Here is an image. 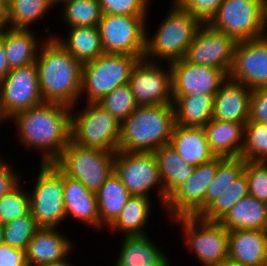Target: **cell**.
<instances>
[{"label":"cell","mask_w":267,"mask_h":266,"mask_svg":"<svg viewBox=\"0 0 267 266\" xmlns=\"http://www.w3.org/2000/svg\"><path fill=\"white\" fill-rule=\"evenodd\" d=\"M19 174V175H18ZM23 178H21L20 173L15 169L10 161L6 162L2 159L0 154V199L6 195L10 190H12Z\"/></svg>","instance_id":"f6af8a7d"},{"label":"cell","mask_w":267,"mask_h":266,"mask_svg":"<svg viewBox=\"0 0 267 266\" xmlns=\"http://www.w3.org/2000/svg\"><path fill=\"white\" fill-rule=\"evenodd\" d=\"M245 161H267V123L247 122L240 156Z\"/></svg>","instance_id":"74e56055"},{"label":"cell","mask_w":267,"mask_h":266,"mask_svg":"<svg viewBox=\"0 0 267 266\" xmlns=\"http://www.w3.org/2000/svg\"><path fill=\"white\" fill-rule=\"evenodd\" d=\"M11 69L6 58L4 35L0 38V80L10 73Z\"/></svg>","instance_id":"7dc6e473"},{"label":"cell","mask_w":267,"mask_h":266,"mask_svg":"<svg viewBox=\"0 0 267 266\" xmlns=\"http://www.w3.org/2000/svg\"><path fill=\"white\" fill-rule=\"evenodd\" d=\"M66 31L68 34L63 38L52 32L47 37H54L82 65L104 53L98 27H68Z\"/></svg>","instance_id":"484cf974"},{"label":"cell","mask_w":267,"mask_h":266,"mask_svg":"<svg viewBox=\"0 0 267 266\" xmlns=\"http://www.w3.org/2000/svg\"><path fill=\"white\" fill-rule=\"evenodd\" d=\"M33 31V29L6 28L4 47L10 69L26 66L36 61L43 41H39L35 35L37 33Z\"/></svg>","instance_id":"f546056e"},{"label":"cell","mask_w":267,"mask_h":266,"mask_svg":"<svg viewBox=\"0 0 267 266\" xmlns=\"http://www.w3.org/2000/svg\"><path fill=\"white\" fill-rule=\"evenodd\" d=\"M114 173L128 189L131 195L152 198L155 189L165 207L168 197L165 195L158 163L153 152H115Z\"/></svg>","instance_id":"8fae6325"},{"label":"cell","mask_w":267,"mask_h":266,"mask_svg":"<svg viewBox=\"0 0 267 266\" xmlns=\"http://www.w3.org/2000/svg\"><path fill=\"white\" fill-rule=\"evenodd\" d=\"M66 219H77L93 229L99 228L100 219L96 193L88 190L80 181L63 174Z\"/></svg>","instance_id":"7402d4cb"},{"label":"cell","mask_w":267,"mask_h":266,"mask_svg":"<svg viewBox=\"0 0 267 266\" xmlns=\"http://www.w3.org/2000/svg\"><path fill=\"white\" fill-rule=\"evenodd\" d=\"M267 256V230L229 231L228 260L244 266H264Z\"/></svg>","instance_id":"44dd1931"},{"label":"cell","mask_w":267,"mask_h":266,"mask_svg":"<svg viewBox=\"0 0 267 266\" xmlns=\"http://www.w3.org/2000/svg\"><path fill=\"white\" fill-rule=\"evenodd\" d=\"M74 111V112H73ZM121 124L98 103L71 107V141L85 148L118 151Z\"/></svg>","instance_id":"9c48e42d"},{"label":"cell","mask_w":267,"mask_h":266,"mask_svg":"<svg viewBox=\"0 0 267 266\" xmlns=\"http://www.w3.org/2000/svg\"><path fill=\"white\" fill-rule=\"evenodd\" d=\"M237 42L267 35V0H224L208 23Z\"/></svg>","instance_id":"8992f818"},{"label":"cell","mask_w":267,"mask_h":266,"mask_svg":"<svg viewBox=\"0 0 267 266\" xmlns=\"http://www.w3.org/2000/svg\"><path fill=\"white\" fill-rule=\"evenodd\" d=\"M248 122L267 123V86L252 90Z\"/></svg>","instance_id":"ee69618b"},{"label":"cell","mask_w":267,"mask_h":266,"mask_svg":"<svg viewBox=\"0 0 267 266\" xmlns=\"http://www.w3.org/2000/svg\"><path fill=\"white\" fill-rule=\"evenodd\" d=\"M175 124L186 127H204L213 116L215 95H172Z\"/></svg>","instance_id":"83f0119b"},{"label":"cell","mask_w":267,"mask_h":266,"mask_svg":"<svg viewBox=\"0 0 267 266\" xmlns=\"http://www.w3.org/2000/svg\"><path fill=\"white\" fill-rule=\"evenodd\" d=\"M249 195L248 179L242 172L218 199L200 217L206 221H220L242 198Z\"/></svg>","instance_id":"d590c367"},{"label":"cell","mask_w":267,"mask_h":266,"mask_svg":"<svg viewBox=\"0 0 267 266\" xmlns=\"http://www.w3.org/2000/svg\"><path fill=\"white\" fill-rule=\"evenodd\" d=\"M264 266H267V256H266V259H265V264H264Z\"/></svg>","instance_id":"9f6ffc18"},{"label":"cell","mask_w":267,"mask_h":266,"mask_svg":"<svg viewBox=\"0 0 267 266\" xmlns=\"http://www.w3.org/2000/svg\"><path fill=\"white\" fill-rule=\"evenodd\" d=\"M12 121L20 145L42 152L40 163H53L71 140V107L64 104L44 102L15 114Z\"/></svg>","instance_id":"6da1fadb"},{"label":"cell","mask_w":267,"mask_h":266,"mask_svg":"<svg viewBox=\"0 0 267 266\" xmlns=\"http://www.w3.org/2000/svg\"><path fill=\"white\" fill-rule=\"evenodd\" d=\"M0 100L11 118L19 112L44 103L35 62L11 69L0 80Z\"/></svg>","instance_id":"2e32d148"},{"label":"cell","mask_w":267,"mask_h":266,"mask_svg":"<svg viewBox=\"0 0 267 266\" xmlns=\"http://www.w3.org/2000/svg\"><path fill=\"white\" fill-rule=\"evenodd\" d=\"M39 228L35 218L29 212L3 225V242L13 248L26 250L28 243Z\"/></svg>","instance_id":"f35d334b"},{"label":"cell","mask_w":267,"mask_h":266,"mask_svg":"<svg viewBox=\"0 0 267 266\" xmlns=\"http://www.w3.org/2000/svg\"><path fill=\"white\" fill-rule=\"evenodd\" d=\"M60 6V17L68 27H97L103 15L98 0H69Z\"/></svg>","instance_id":"836d02e7"},{"label":"cell","mask_w":267,"mask_h":266,"mask_svg":"<svg viewBox=\"0 0 267 266\" xmlns=\"http://www.w3.org/2000/svg\"><path fill=\"white\" fill-rule=\"evenodd\" d=\"M237 41L227 34L202 24L188 46L184 59L195 65L222 70L227 76L232 67Z\"/></svg>","instance_id":"9a60e30c"},{"label":"cell","mask_w":267,"mask_h":266,"mask_svg":"<svg viewBox=\"0 0 267 266\" xmlns=\"http://www.w3.org/2000/svg\"><path fill=\"white\" fill-rule=\"evenodd\" d=\"M7 28L6 19L0 14V38L4 35Z\"/></svg>","instance_id":"816d5d0a"},{"label":"cell","mask_w":267,"mask_h":266,"mask_svg":"<svg viewBox=\"0 0 267 266\" xmlns=\"http://www.w3.org/2000/svg\"><path fill=\"white\" fill-rule=\"evenodd\" d=\"M152 198L132 195L117 218L107 227L108 230L123 236L145 235L150 215L153 214ZM148 223V224H147Z\"/></svg>","instance_id":"4316f807"},{"label":"cell","mask_w":267,"mask_h":266,"mask_svg":"<svg viewBox=\"0 0 267 266\" xmlns=\"http://www.w3.org/2000/svg\"><path fill=\"white\" fill-rule=\"evenodd\" d=\"M219 222L228 231L267 230L266 203L248 195L239 200Z\"/></svg>","instance_id":"f1b7e54d"},{"label":"cell","mask_w":267,"mask_h":266,"mask_svg":"<svg viewBox=\"0 0 267 266\" xmlns=\"http://www.w3.org/2000/svg\"><path fill=\"white\" fill-rule=\"evenodd\" d=\"M174 126L173 103L137 106L121 123L118 151L154 152L170 143Z\"/></svg>","instance_id":"3957f363"},{"label":"cell","mask_w":267,"mask_h":266,"mask_svg":"<svg viewBox=\"0 0 267 266\" xmlns=\"http://www.w3.org/2000/svg\"><path fill=\"white\" fill-rule=\"evenodd\" d=\"M69 256L67 258H65L64 260L62 261H59V262H54L52 264H47V265H44V266H74L72 262L69 261Z\"/></svg>","instance_id":"f907efd6"},{"label":"cell","mask_w":267,"mask_h":266,"mask_svg":"<svg viewBox=\"0 0 267 266\" xmlns=\"http://www.w3.org/2000/svg\"><path fill=\"white\" fill-rule=\"evenodd\" d=\"M228 78L251 89L267 86V35L237 42Z\"/></svg>","instance_id":"e0dca14e"},{"label":"cell","mask_w":267,"mask_h":266,"mask_svg":"<svg viewBox=\"0 0 267 266\" xmlns=\"http://www.w3.org/2000/svg\"><path fill=\"white\" fill-rule=\"evenodd\" d=\"M39 166L34 186L28 189L30 212L39 227L59 228L66 220L63 173L53 163Z\"/></svg>","instance_id":"30bf717a"},{"label":"cell","mask_w":267,"mask_h":266,"mask_svg":"<svg viewBox=\"0 0 267 266\" xmlns=\"http://www.w3.org/2000/svg\"><path fill=\"white\" fill-rule=\"evenodd\" d=\"M103 14L149 16L150 0H98Z\"/></svg>","instance_id":"b9f144b4"},{"label":"cell","mask_w":267,"mask_h":266,"mask_svg":"<svg viewBox=\"0 0 267 266\" xmlns=\"http://www.w3.org/2000/svg\"><path fill=\"white\" fill-rule=\"evenodd\" d=\"M0 14L6 19L8 15V0H0Z\"/></svg>","instance_id":"681fc988"},{"label":"cell","mask_w":267,"mask_h":266,"mask_svg":"<svg viewBox=\"0 0 267 266\" xmlns=\"http://www.w3.org/2000/svg\"><path fill=\"white\" fill-rule=\"evenodd\" d=\"M217 266H244V265L231 262L230 260H226Z\"/></svg>","instance_id":"f5cc1de1"},{"label":"cell","mask_w":267,"mask_h":266,"mask_svg":"<svg viewBox=\"0 0 267 266\" xmlns=\"http://www.w3.org/2000/svg\"><path fill=\"white\" fill-rule=\"evenodd\" d=\"M19 182L0 199V222L4 225L30 212V199L27 189Z\"/></svg>","instance_id":"ab89813d"},{"label":"cell","mask_w":267,"mask_h":266,"mask_svg":"<svg viewBox=\"0 0 267 266\" xmlns=\"http://www.w3.org/2000/svg\"><path fill=\"white\" fill-rule=\"evenodd\" d=\"M168 10L166 16L158 25V29L153 33L154 35L150 36L148 28H146L144 58L150 61L170 63L183 59L188 46L202 25L198 19L184 10L175 0L172 1Z\"/></svg>","instance_id":"277c9868"},{"label":"cell","mask_w":267,"mask_h":266,"mask_svg":"<svg viewBox=\"0 0 267 266\" xmlns=\"http://www.w3.org/2000/svg\"><path fill=\"white\" fill-rule=\"evenodd\" d=\"M148 16L103 14L98 30L104 53L144 56Z\"/></svg>","instance_id":"7c38bea8"},{"label":"cell","mask_w":267,"mask_h":266,"mask_svg":"<svg viewBox=\"0 0 267 266\" xmlns=\"http://www.w3.org/2000/svg\"><path fill=\"white\" fill-rule=\"evenodd\" d=\"M252 90L227 78L215 94L212 119L245 125L248 122Z\"/></svg>","instance_id":"ffe728a7"},{"label":"cell","mask_w":267,"mask_h":266,"mask_svg":"<svg viewBox=\"0 0 267 266\" xmlns=\"http://www.w3.org/2000/svg\"><path fill=\"white\" fill-rule=\"evenodd\" d=\"M120 124L137 108L129 84L116 87L97 102Z\"/></svg>","instance_id":"8d00e7d4"},{"label":"cell","mask_w":267,"mask_h":266,"mask_svg":"<svg viewBox=\"0 0 267 266\" xmlns=\"http://www.w3.org/2000/svg\"><path fill=\"white\" fill-rule=\"evenodd\" d=\"M163 65L141 58L134 66L128 84L138 106L173 103L171 66Z\"/></svg>","instance_id":"5bb4252c"},{"label":"cell","mask_w":267,"mask_h":266,"mask_svg":"<svg viewBox=\"0 0 267 266\" xmlns=\"http://www.w3.org/2000/svg\"><path fill=\"white\" fill-rule=\"evenodd\" d=\"M203 128L215 157L234 158L241 156L244 143V124L211 119Z\"/></svg>","instance_id":"cb8c5ba5"},{"label":"cell","mask_w":267,"mask_h":266,"mask_svg":"<svg viewBox=\"0 0 267 266\" xmlns=\"http://www.w3.org/2000/svg\"><path fill=\"white\" fill-rule=\"evenodd\" d=\"M218 170V157L195 166L192 175L176 188L162 208L168 218L200 216L205 211V194Z\"/></svg>","instance_id":"4fadbf2b"},{"label":"cell","mask_w":267,"mask_h":266,"mask_svg":"<svg viewBox=\"0 0 267 266\" xmlns=\"http://www.w3.org/2000/svg\"><path fill=\"white\" fill-rule=\"evenodd\" d=\"M54 8L50 0H8L7 27L16 29H33Z\"/></svg>","instance_id":"d6a6232c"},{"label":"cell","mask_w":267,"mask_h":266,"mask_svg":"<svg viewBox=\"0 0 267 266\" xmlns=\"http://www.w3.org/2000/svg\"><path fill=\"white\" fill-rule=\"evenodd\" d=\"M202 24H208L224 0H175Z\"/></svg>","instance_id":"7bdbcfd3"},{"label":"cell","mask_w":267,"mask_h":266,"mask_svg":"<svg viewBox=\"0 0 267 266\" xmlns=\"http://www.w3.org/2000/svg\"><path fill=\"white\" fill-rule=\"evenodd\" d=\"M148 234L124 236L113 266H166L170 262Z\"/></svg>","instance_id":"603a6c76"},{"label":"cell","mask_w":267,"mask_h":266,"mask_svg":"<svg viewBox=\"0 0 267 266\" xmlns=\"http://www.w3.org/2000/svg\"><path fill=\"white\" fill-rule=\"evenodd\" d=\"M60 231L59 228L38 229L25 250L28 266H44L59 262L74 252V243Z\"/></svg>","instance_id":"d6986e66"},{"label":"cell","mask_w":267,"mask_h":266,"mask_svg":"<svg viewBox=\"0 0 267 266\" xmlns=\"http://www.w3.org/2000/svg\"><path fill=\"white\" fill-rule=\"evenodd\" d=\"M115 152L85 148L70 142L53 164L65 175L97 192L114 172Z\"/></svg>","instance_id":"52a82bcc"},{"label":"cell","mask_w":267,"mask_h":266,"mask_svg":"<svg viewBox=\"0 0 267 266\" xmlns=\"http://www.w3.org/2000/svg\"><path fill=\"white\" fill-rule=\"evenodd\" d=\"M244 166L245 160L241 157H218V170L205 194V210L214 203L233 182H235L243 172Z\"/></svg>","instance_id":"e575fe53"},{"label":"cell","mask_w":267,"mask_h":266,"mask_svg":"<svg viewBox=\"0 0 267 266\" xmlns=\"http://www.w3.org/2000/svg\"><path fill=\"white\" fill-rule=\"evenodd\" d=\"M249 195L267 203V161H245Z\"/></svg>","instance_id":"60d3db41"},{"label":"cell","mask_w":267,"mask_h":266,"mask_svg":"<svg viewBox=\"0 0 267 266\" xmlns=\"http://www.w3.org/2000/svg\"><path fill=\"white\" fill-rule=\"evenodd\" d=\"M189 164L198 166L215 158L203 127L175 124L169 143Z\"/></svg>","instance_id":"d4e9b609"},{"label":"cell","mask_w":267,"mask_h":266,"mask_svg":"<svg viewBox=\"0 0 267 266\" xmlns=\"http://www.w3.org/2000/svg\"><path fill=\"white\" fill-rule=\"evenodd\" d=\"M131 193L113 172L96 192L100 230L108 227L121 213Z\"/></svg>","instance_id":"1f68e13d"},{"label":"cell","mask_w":267,"mask_h":266,"mask_svg":"<svg viewBox=\"0 0 267 266\" xmlns=\"http://www.w3.org/2000/svg\"><path fill=\"white\" fill-rule=\"evenodd\" d=\"M66 1H69V0H50V2L52 3V5L54 6V7H56V6H58L59 4H63V3H65Z\"/></svg>","instance_id":"db71d44e"},{"label":"cell","mask_w":267,"mask_h":266,"mask_svg":"<svg viewBox=\"0 0 267 266\" xmlns=\"http://www.w3.org/2000/svg\"><path fill=\"white\" fill-rule=\"evenodd\" d=\"M11 121V117L7 114L1 100H0V124L3 123V121Z\"/></svg>","instance_id":"c3c4849f"},{"label":"cell","mask_w":267,"mask_h":266,"mask_svg":"<svg viewBox=\"0 0 267 266\" xmlns=\"http://www.w3.org/2000/svg\"><path fill=\"white\" fill-rule=\"evenodd\" d=\"M171 222L181 225L185 246L199 259L198 263L217 266L228 260L229 231L220 222L206 221L200 216H180Z\"/></svg>","instance_id":"ba28073f"},{"label":"cell","mask_w":267,"mask_h":266,"mask_svg":"<svg viewBox=\"0 0 267 266\" xmlns=\"http://www.w3.org/2000/svg\"><path fill=\"white\" fill-rule=\"evenodd\" d=\"M144 56L103 53L93 61L82 65L80 99L85 103H97L116 87L129 82L132 70Z\"/></svg>","instance_id":"5b68a950"},{"label":"cell","mask_w":267,"mask_h":266,"mask_svg":"<svg viewBox=\"0 0 267 266\" xmlns=\"http://www.w3.org/2000/svg\"><path fill=\"white\" fill-rule=\"evenodd\" d=\"M3 243V224L0 222V245Z\"/></svg>","instance_id":"11a10c76"},{"label":"cell","mask_w":267,"mask_h":266,"mask_svg":"<svg viewBox=\"0 0 267 266\" xmlns=\"http://www.w3.org/2000/svg\"><path fill=\"white\" fill-rule=\"evenodd\" d=\"M0 266H28L25 250L1 244Z\"/></svg>","instance_id":"bcb514c9"},{"label":"cell","mask_w":267,"mask_h":266,"mask_svg":"<svg viewBox=\"0 0 267 266\" xmlns=\"http://www.w3.org/2000/svg\"><path fill=\"white\" fill-rule=\"evenodd\" d=\"M169 64L172 70V95H215L228 78L220 69L191 64L184 58Z\"/></svg>","instance_id":"ac0fdd59"},{"label":"cell","mask_w":267,"mask_h":266,"mask_svg":"<svg viewBox=\"0 0 267 266\" xmlns=\"http://www.w3.org/2000/svg\"><path fill=\"white\" fill-rule=\"evenodd\" d=\"M35 64L44 102L76 107L80 100L82 64L54 37L43 40Z\"/></svg>","instance_id":"7a4b0ae2"},{"label":"cell","mask_w":267,"mask_h":266,"mask_svg":"<svg viewBox=\"0 0 267 266\" xmlns=\"http://www.w3.org/2000/svg\"><path fill=\"white\" fill-rule=\"evenodd\" d=\"M153 153L156 156L165 195L168 197L192 175L195 166L187 163L170 144L161 146Z\"/></svg>","instance_id":"4dcf8cb0"}]
</instances>
